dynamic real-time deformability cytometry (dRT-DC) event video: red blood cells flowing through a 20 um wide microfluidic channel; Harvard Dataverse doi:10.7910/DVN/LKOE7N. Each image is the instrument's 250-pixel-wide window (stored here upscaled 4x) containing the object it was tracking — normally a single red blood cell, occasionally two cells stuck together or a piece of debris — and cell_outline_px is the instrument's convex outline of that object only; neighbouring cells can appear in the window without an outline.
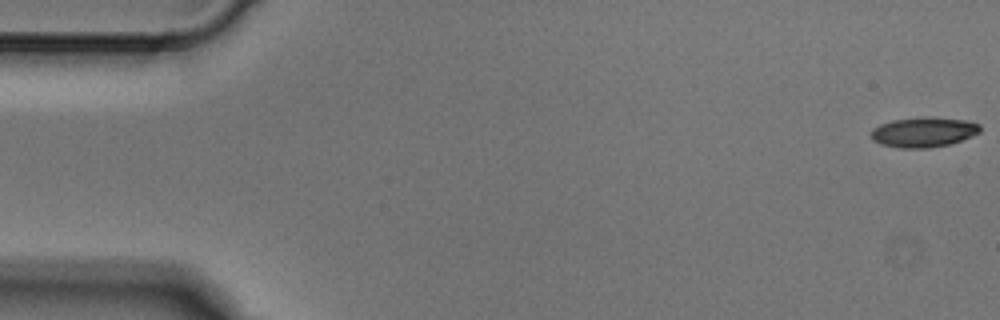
{"species": "Egyptian fruit bat (a non-hibernating species)", "species_latin": "Rousettus aegyptiacus", "temperature_condition": "cold", "stored_images_in_passage": 6, "camera_frame_rate_fps": 3000, "um_per_image_px": 0.085, "animal": {"sex": "male"}, "frame": {"image": 1, "passage_image": 1, "time_ms": 0.0, "image_size_px": [1000, 320], "cell_outline_px": [[980, 132], [972, 136], [948, 144], [928, 148], [900, 148], [880, 144], [872, 140], [872, 128], [880, 124], [892, 120], [924, 116], [928, 116], [964, 120], [980, 124]], "centroid_in_image_um": [78.48, 11.22], "position_along_channel_um": 6.5, "area_um2": 19.07}}
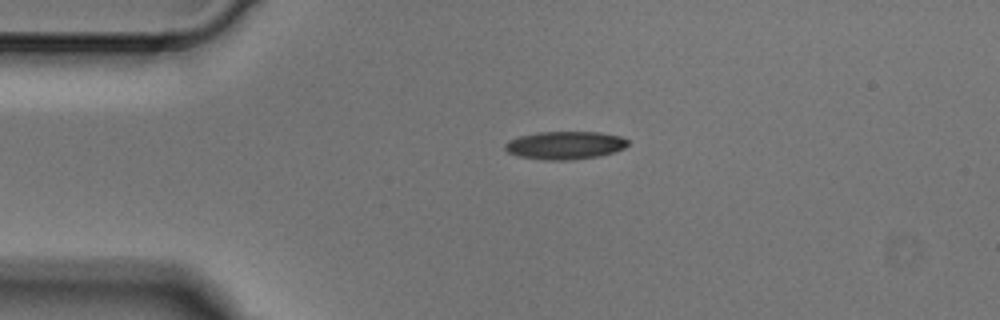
{"frame": {"image": 2, "passage_image": 4, "time_ms": 1.0, "image_size_px": [1000, 320], "cell_outline_px": [[628, 144], [624, 148], [600, 156], [572, 160], [544, 160], [516, 156], [508, 152], [504, 148], [504, 144], [508, 140], [520, 136], [540, 132], [600, 132], [620, 136], [628, 140]], "centroid_in_image_um": [48.0, 12.35], "position_along_channel_um": 37.0, "area_um2": 20.11}}
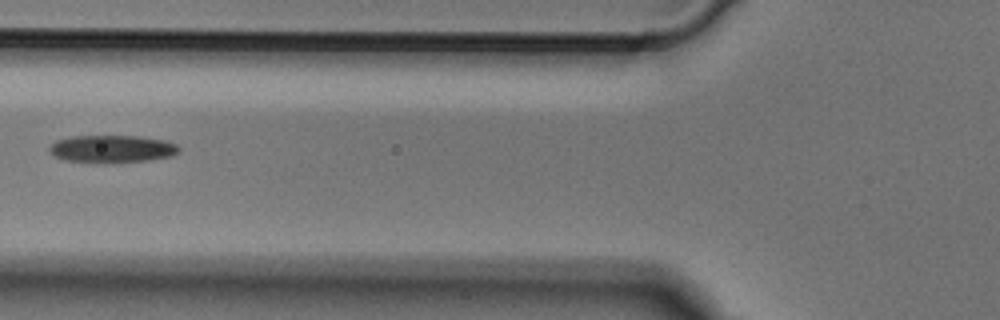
{"frame": {"image": 3, "passage_image": 6, "time_ms": 1.667, "image_size_px": [1000, 320], "cell_outline_px": [[180, 148], [172, 156], [148, 160], [104, 164], [64, 160], [56, 156], [48, 148], [56, 140], [72, 136], [140, 136], [164, 140], [176, 144]], "centroid_in_image_um": [9.52, 12.66], "position_along_channel_um": 116.3, "area_um2": 20.87}}